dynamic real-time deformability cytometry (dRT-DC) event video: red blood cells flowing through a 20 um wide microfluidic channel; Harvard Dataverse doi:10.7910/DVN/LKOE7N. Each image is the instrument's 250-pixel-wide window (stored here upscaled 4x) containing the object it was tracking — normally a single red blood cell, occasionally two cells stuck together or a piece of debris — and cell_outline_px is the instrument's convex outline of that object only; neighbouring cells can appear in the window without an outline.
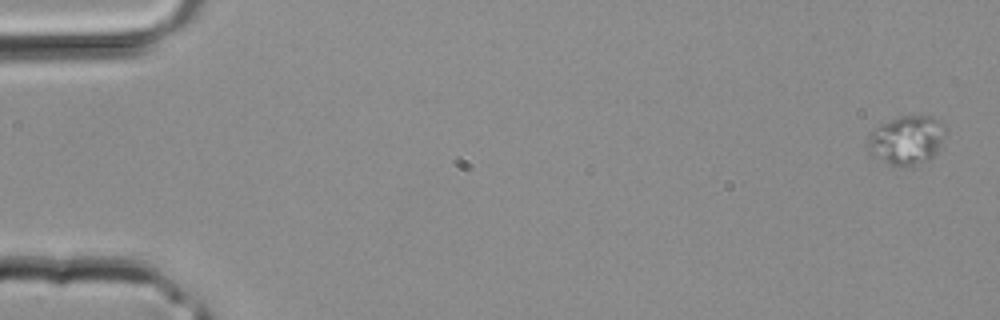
{"species": "common noctule bat (a hibernating species)", "species_latin": "Nyctalus noctula", "temperature_condition": "room temperature", "stored_images_in_passage": 3, "camera_frame_rate_fps": 3000, "um_per_image_px": 0.085, "animal": {"sex": "male", "body_mass_g": 20.4}, "frame": {"image": 1, "passage_image": 1, "time_ms": 0.0, "image_size_px": [1000, 320], "cell_outline_px": [[940, 140], [936, 152], [928, 160], [912, 168], [900, 168], [888, 164], [872, 156], [868, 152], [868, 132], [872, 128], [880, 124], [900, 116], [932, 116], [936, 120]], "centroid_in_image_um": [76.89, 11.98], "position_along_channel_um": 8.1, "area_um2": 21.73}}